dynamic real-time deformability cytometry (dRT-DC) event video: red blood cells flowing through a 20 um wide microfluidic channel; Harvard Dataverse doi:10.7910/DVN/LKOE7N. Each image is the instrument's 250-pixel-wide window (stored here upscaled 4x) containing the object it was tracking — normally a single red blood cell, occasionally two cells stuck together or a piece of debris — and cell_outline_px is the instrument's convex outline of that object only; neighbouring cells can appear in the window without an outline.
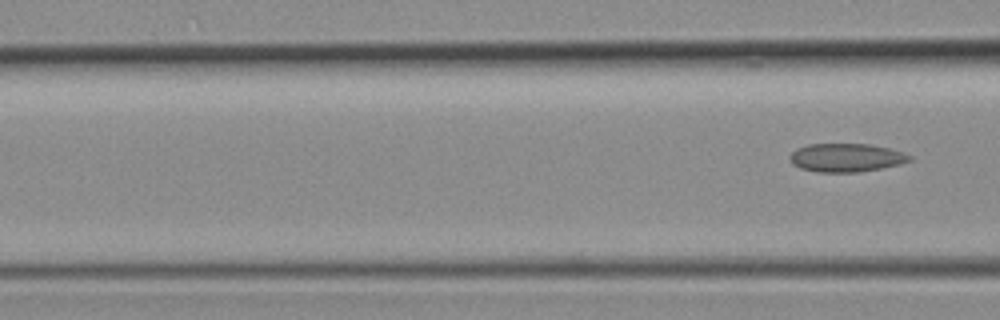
{"species": "common noctule bat (a hibernating species)", "species_latin": "Nyctalus noctula", "temperature_condition": "room temperature", "stored_images_in_passage": 6, "segment_of_instrument_passage": [2, 2], "camera_frame_rate_fps": 3000, "um_per_image_px": 0.085, "animal": {"sex": "female", "body_mass_g": 19.3, "forearm_length_mm": 54.1}, "frame": {"image": 1, "passage_image": 6, "time_ms": 1.667, "image_size_px": [1000, 320], "cell_outline_px": [[912, 160], [900, 164], [860, 172], [816, 172], [800, 168], [792, 164], [788, 156], [792, 152], [808, 144], [868, 144], [888, 148], [904, 152], [912, 156]], "centroid_in_image_um": [71.93, 13.4], "position_along_channel_um": 94.7, "area_um2": 19.83}}